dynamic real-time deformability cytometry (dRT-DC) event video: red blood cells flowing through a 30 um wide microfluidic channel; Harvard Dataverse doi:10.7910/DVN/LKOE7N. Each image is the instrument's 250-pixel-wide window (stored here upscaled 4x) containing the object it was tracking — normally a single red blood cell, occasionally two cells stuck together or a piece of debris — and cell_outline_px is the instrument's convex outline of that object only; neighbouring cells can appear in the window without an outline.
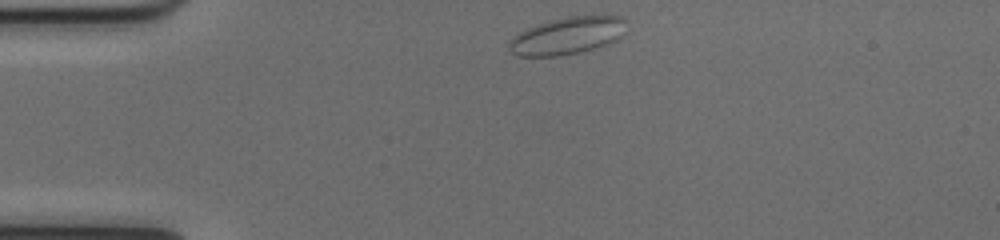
{"species": "common noctule bat (a hibernating species)", "species_latin": "Nyctalus noctula", "temperature_condition": "cold", "stored_images_in_passage": 44, "camera_frame_rate_fps": 3000, "um_per_image_px": 0.085, "animal": {"sex": "female", "body_mass_g": 17.0, "forearm_length_mm": 48.0}, "frame": {"image": 1, "passage_image": 1, "time_ms": 0.0, "image_size_px": [1000, 240], "cell_outline_px": [[620, 20], [616, 36], [612, 40], [604, 44], [592, 48], [576, 52], [556, 56], [520, 56], [512, 52], [512, 40], [520, 32], [536, 24], [548, 20], [568, 16], [604, 12], [616, 16]], "centroid_in_image_um": [48.14, 2.98], "position_along_channel_um": 36.9, "area_um2": 24.39}}
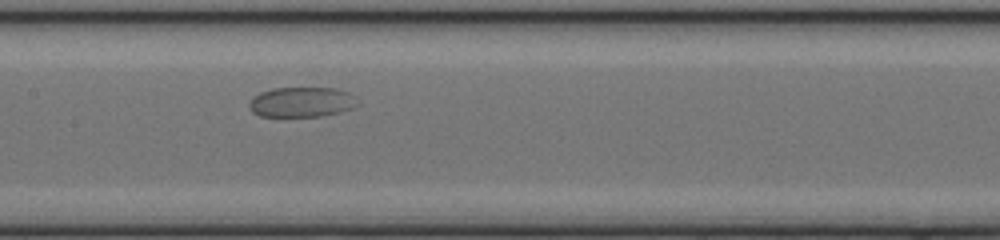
{"frame": {"image": 2, "passage_image": 16, "time_ms": 5.0, "image_size_px": [1000, 240], "cell_outline_px": [[360, 104], [352, 108], [340, 112], [320, 116], [260, 116], [252, 112], [248, 104], [260, 92], [272, 88], [336, 88], [348, 92]], "centroid_in_image_um": [25.65, 8.67], "position_along_channel_um": 181.8, "area_um2": 18.84}}
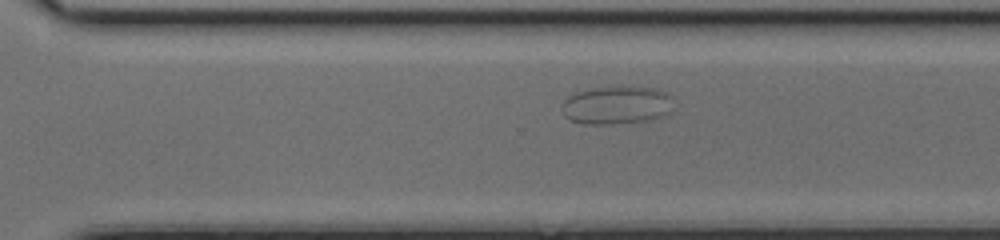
{"frame": {"image": 3, "passage_image": 27, "time_ms": 8.667, "image_size_px": [1000, 240], "cell_outline_px": [[668, 112], [664, 116], [644, 120], [608, 124], [580, 124], [568, 120], [564, 116], [564, 100], [568, 96], [576, 92], [592, 88], [620, 84], [628, 84], [656, 88], [664, 92], [668, 96]], "centroid_in_image_um": [52.33, 8.89], "position_along_channel_um": 318.3, "area_um2": 24.91}}